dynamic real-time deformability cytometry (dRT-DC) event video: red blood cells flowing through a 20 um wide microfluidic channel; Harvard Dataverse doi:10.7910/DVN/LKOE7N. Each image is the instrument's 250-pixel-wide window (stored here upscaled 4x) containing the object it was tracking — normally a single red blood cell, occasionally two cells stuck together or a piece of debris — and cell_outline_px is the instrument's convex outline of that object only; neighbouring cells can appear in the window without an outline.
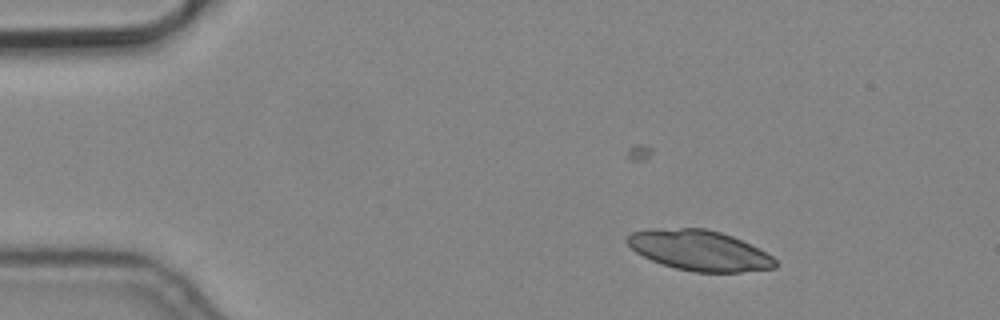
{"species": "common noctule bat (a hibernating species)", "species_latin": "Nyctalus noctula", "temperature_condition": "cold", "stored_images_in_passage": 3, "camera_frame_rate_fps": 3000, "um_per_image_px": 0.085, "animal": {"sex": "male", "body_mass_g": 19.2, "forearm_length_mm": 51.8}, "frame": {"image": 1, "passage_image": 1, "time_ms": 0.0, "image_size_px": [1000, 320], "cell_outline_px": [[776, 268], [740, 272], [692, 272], [660, 264], [636, 252], [624, 240], [632, 232], [652, 228], [704, 228], [720, 232], [732, 236], [772, 256], [776, 260]], "centroid_in_image_um": [59.41, 21.28], "position_along_channel_um": 25.6, "area_um2": 34.62}}